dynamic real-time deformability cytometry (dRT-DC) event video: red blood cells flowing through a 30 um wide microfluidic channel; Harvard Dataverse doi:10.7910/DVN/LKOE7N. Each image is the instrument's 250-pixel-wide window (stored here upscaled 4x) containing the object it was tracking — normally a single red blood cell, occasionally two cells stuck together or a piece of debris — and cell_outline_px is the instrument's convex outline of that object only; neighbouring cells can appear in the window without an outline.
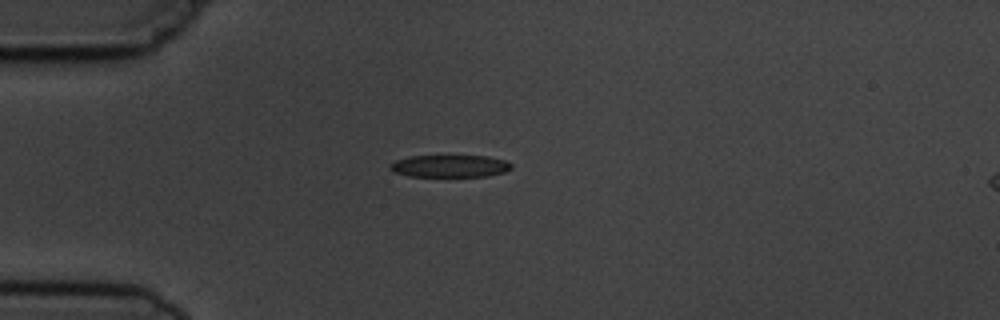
{"species": "common noctule bat (a hibernating species)", "species_latin": "Nyctalus noctula", "temperature_condition": "cold", "stored_images_in_passage": 7, "camera_frame_rate_fps": 3000, "um_per_image_px": 0.085, "animal": {"sex": "male", "body_mass_g": 19.5, "forearm_length_mm": 54.6}, "frame": {"image": 1, "passage_image": 5, "time_ms": 4.667, "image_size_px": [1000, 320], "cell_outline_px": [[512, 168], [504, 172], [488, 176], [408, 176], [392, 172], [388, 168], [388, 164], [396, 160], [408, 156], [488, 156], [508, 160], [512, 164]], "centroid_in_image_um": [38.22, 14.11], "position_along_channel_um": 46.8, "area_um2": 15.95}}
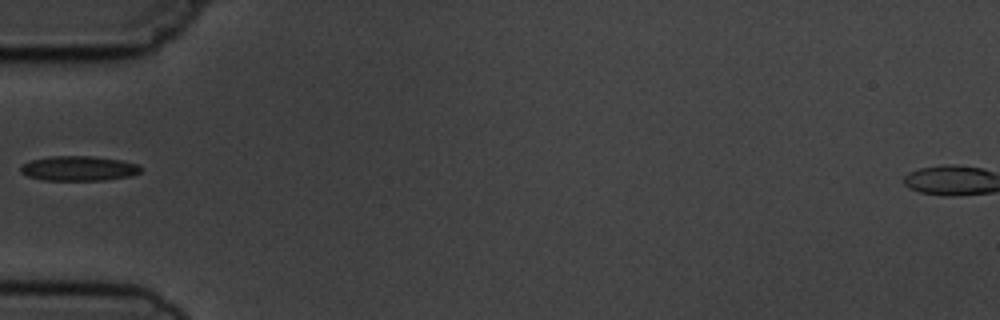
{"frame": {"image": 2, "passage_image": 6, "time_ms": 6.0, "image_size_px": [1000, 320], "cell_outline_px": [[144, 168], [140, 172], [132, 176], [104, 180], [44, 180], [28, 176], [20, 172], [20, 164], [32, 160], [48, 156], [92, 156], [120, 160], [140, 164]], "centroid_in_image_um": [6.71, 14.31], "position_along_channel_um": 78.3, "area_um2": 17.57}}
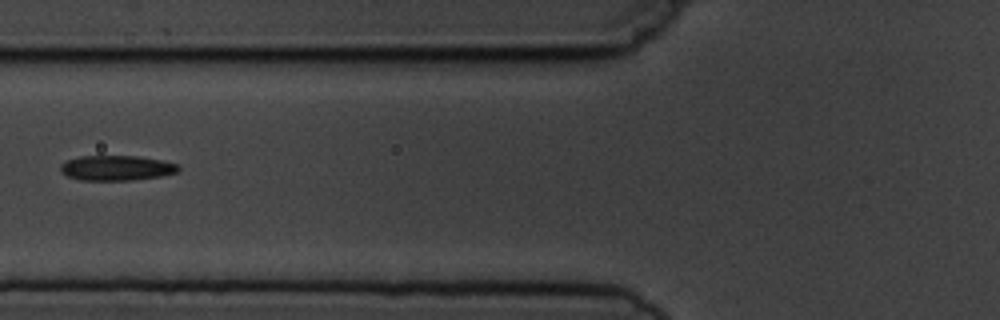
{"frame": {"image": 3, "passage_image": 7, "time_ms": 7.0, "image_size_px": [1000, 320], "cell_outline_px": [[180, 172], [160, 176], [132, 180], [80, 180], [68, 176], [60, 172], [60, 164], [68, 160], [80, 156], [136, 156], [160, 160], [180, 164]], "centroid_in_image_um": [9.92, 14.28], "position_along_channel_um": 115.9, "area_um2": 17.28}}